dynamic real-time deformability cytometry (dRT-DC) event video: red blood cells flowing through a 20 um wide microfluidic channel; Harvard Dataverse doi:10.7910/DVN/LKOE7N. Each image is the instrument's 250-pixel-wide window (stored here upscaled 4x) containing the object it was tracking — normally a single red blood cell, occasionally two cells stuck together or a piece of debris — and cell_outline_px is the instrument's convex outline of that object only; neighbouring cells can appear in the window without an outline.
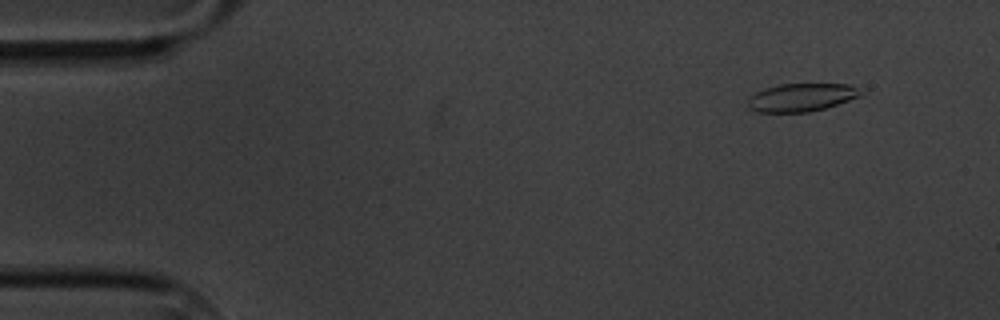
{"species": "common noctule bat (a hibernating species)", "species_latin": "Nyctalus noctula", "temperature_condition": "cold", "stored_images_in_passage": 11, "camera_frame_rate_fps": 3000, "um_per_image_px": 0.085, "animal": {"sex": "male", "body_mass_g": 20.1, "forearm_length_mm": 53.5}, "frame": {"image": 1, "passage_image": 1, "time_ms": 0.0, "image_size_px": [1000, 320], "cell_outline_px": [[868, 92], [860, 96], [824, 108], [808, 112], [756, 112], [748, 108], [748, 100], [756, 92], [764, 88], [780, 84], [852, 84], [868, 88]], "centroid_in_image_um": [68.23, 8.26], "position_along_channel_um": 16.8, "area_um2": 18.79}}
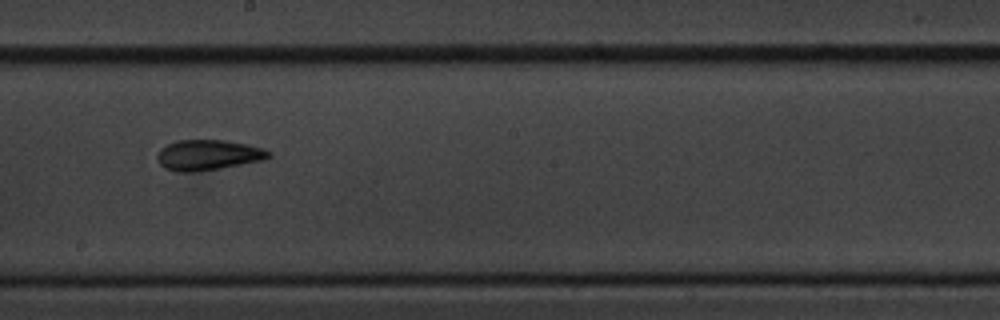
{"frame": {"image": 2, "passage_image": 8, "time_ms": 9.0, "image_size_px": [1000, 320], "cell_outline_px": [[272, 156], [264, 160], [220, 168], [188, 172], [180, 172], [164, 168], [156, 160], [156, 156], [160, 148], [176, 140], [224, 140], [264, 148], [272, 152]], "centroid_in_image_um": [17.68, 13.17], "position_along_channel_um": 230.5, "area_um2": 19.77}}
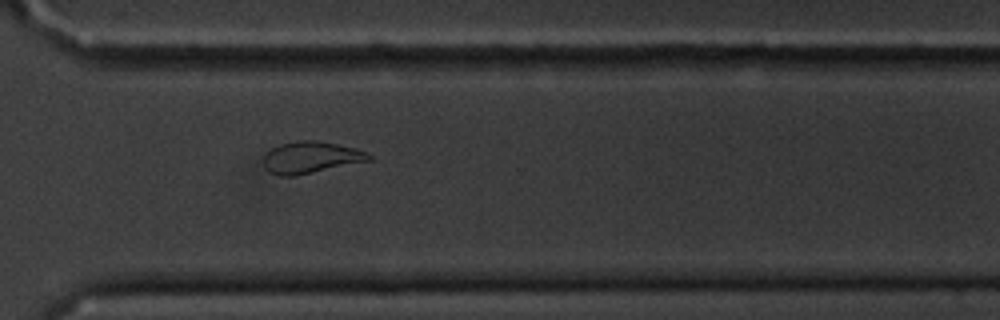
{"frame": {"image": 3, "passage_image": 11, "time_ms": 12.333, "image_size_px": [1000, 320], "cell_outline_px": [[372, 160], [296, 176], [280, 176], [268, 172], [264, 164], [264, 152], [280, 144], [300, 140], [316, 140], [356, 148], [368, 152], [372, 156]], "centroid_in_image_um": [26.42, 13.38], "position_along_channel_um": 344.2, "area_um2": 19.65}}